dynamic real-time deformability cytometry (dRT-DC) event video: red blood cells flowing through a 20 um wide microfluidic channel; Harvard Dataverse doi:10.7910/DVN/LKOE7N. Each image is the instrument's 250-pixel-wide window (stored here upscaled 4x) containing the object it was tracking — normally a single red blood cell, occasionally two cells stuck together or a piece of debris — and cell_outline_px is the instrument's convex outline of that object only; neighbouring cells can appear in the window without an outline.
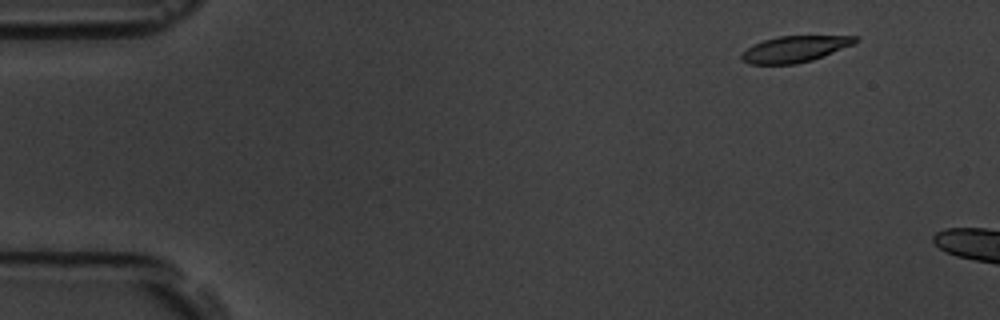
{"species": "common noctule bat (a hibernating species)", "species_latin": "Nyctalus noctula", "temperature_condition": "room temperature", "stored_images_in_passage": 3, "camera_frame_rate_fps": 3000, "um_per_image_px": 0.085, "animal": {"sex": "male", "body_mass_g": 19.5, "forearm_length_mm": 54.6}, "frame": {"image": 1, "passage_image": 1, "time_ms": 0.0, "image_size_px": [1000, 320], "cell_outline_px": [[860, 40], [852, 44], [812, 60], [796, 64], [748, 64], [740, 56], [740, 52], [752, 44], [776, 36], [860, 36]], "centroid_in_image_um": [67.5, 4.16], "position_along_channel_um": 17.5, "area_um2": 17.34}}